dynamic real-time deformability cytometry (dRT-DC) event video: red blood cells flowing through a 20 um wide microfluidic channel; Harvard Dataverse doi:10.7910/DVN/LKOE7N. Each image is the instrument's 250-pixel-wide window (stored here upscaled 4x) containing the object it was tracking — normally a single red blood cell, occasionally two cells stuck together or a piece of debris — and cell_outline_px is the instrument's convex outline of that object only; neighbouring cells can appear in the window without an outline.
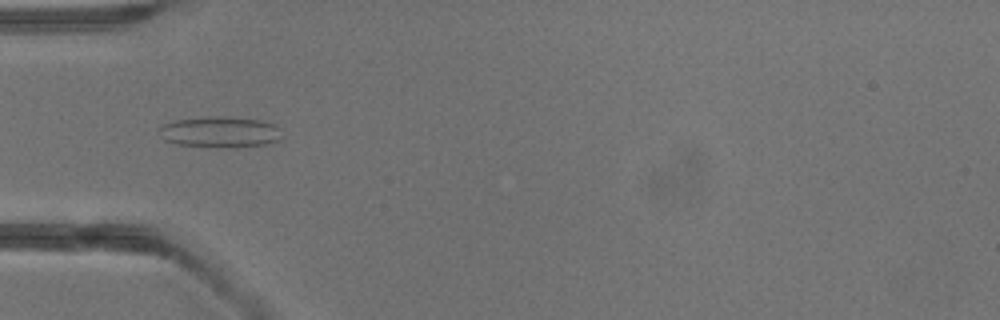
{"species": "common noctule bat (a hibernating species)", "species_latin": "Nyctalus noctula", "temperature_condition": "warm", "stored_images_in_passage": 5, "camera_frame_rate_fps": 3000, "um_per_image_px": 0.085, "animal": {"sex": "male", "body_mass_g": 13.3}, "frame": {"image": 1, "passage_image": 4, "time_ms": 3.667, "image_size_px": [1000, 320], "cell_outline_px": [[280, 140], [268, 144], [232, 148], [216, 148], [176, 144], [164, 140], [156, 132], [156, 128], [164, 124], [176, 120], [208, 116], [220, 116], [260, 120], [276, 124], [280, 128]], "centroid_in_image_um": [18.67, 11.24], "position_along_channel_um": 66.3, "area_um2": 22.72}}